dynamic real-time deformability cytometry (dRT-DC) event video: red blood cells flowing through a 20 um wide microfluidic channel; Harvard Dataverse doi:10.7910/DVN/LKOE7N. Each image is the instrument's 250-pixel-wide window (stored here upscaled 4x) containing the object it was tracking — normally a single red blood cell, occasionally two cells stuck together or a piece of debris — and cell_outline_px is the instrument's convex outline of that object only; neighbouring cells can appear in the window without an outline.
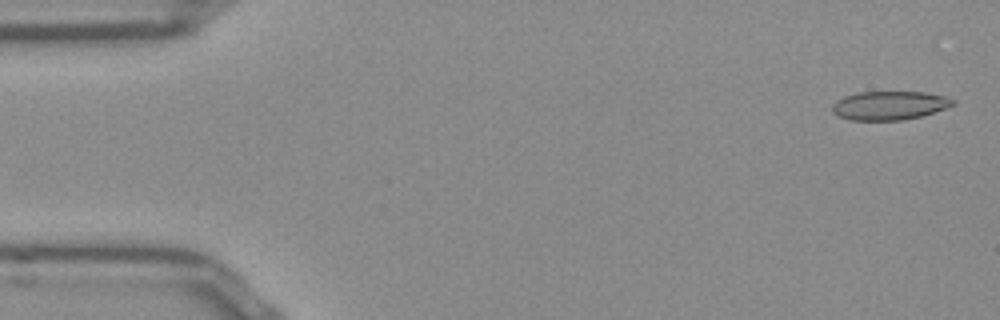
{"species": "Egyptian fruit bat (a non-hibernating species)", "species_latin": "Rousettus aegyptiacus", "temperature_condition": "room temperature", "stored_images_in_passage": 34, "camera_frame_rate_fps": 3000, "um_per_image_px": 0.085, "frame": {"image": 1, "passage_image": 2, "time_ms": 0.333, "image_size_px": [1000, 320], "cell_outline_px": [[956, 104], [920, 116], [904, 120], [848, 120], [832, 112], [832, 104], [836, 100], [844, 96], [856, 92], [924, 92], [944, 96], [956, 100]], "centroid_in_image_um": [75.57, 8.96], "position_along_channel_um": 9.4, "area_um2": 20.17}}
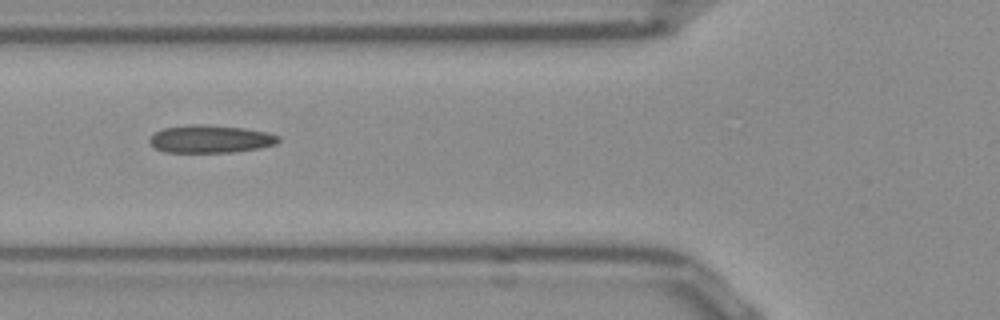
{"frame": {"image": 2, "passage_image": 19, "time_ms": 6.0, "image_size_px": [1000, 320], "cell_outline_px": [[280, 140], [276, 144], [260, 148], [236, 152], [164, 152], [156, 148], [148, 140], [156, 132], [164, 128], [188, 124], [200, 124], [244, 128], [268, 132], [280, 136]], "centroid_in_image_um": [17.93, 11.81], "position_along_channel_um": 107.9, "area_um2": 20.87}}
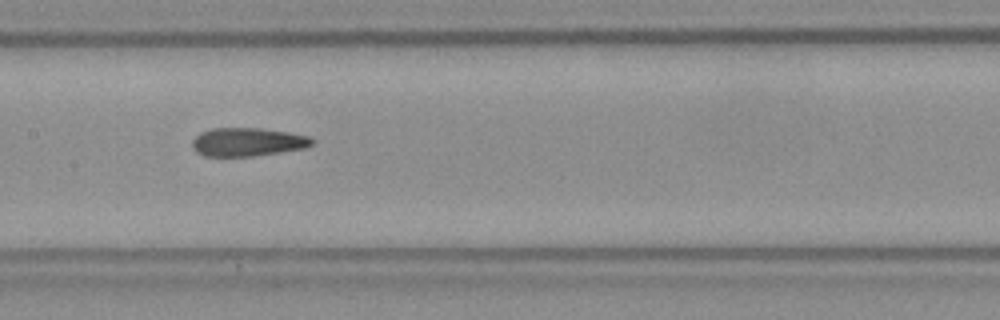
{"frame": {"image": 3, "passage_image": 25, "time_ms": 8.0, "image_size_px": [1000, 320], "cell_outline_px": [[316, 140], [312, 144], [304, 148], [252, 156], [204, 156], [196, 152], [192, 148], [192, 140], [200, 132], [212, 128], [260, 128], [288, 132], [308, 136]], "centroid_in_image_um": [21.01, 12.06], "position_along_channel_um": 186.4, "area_um2": 19.83}}